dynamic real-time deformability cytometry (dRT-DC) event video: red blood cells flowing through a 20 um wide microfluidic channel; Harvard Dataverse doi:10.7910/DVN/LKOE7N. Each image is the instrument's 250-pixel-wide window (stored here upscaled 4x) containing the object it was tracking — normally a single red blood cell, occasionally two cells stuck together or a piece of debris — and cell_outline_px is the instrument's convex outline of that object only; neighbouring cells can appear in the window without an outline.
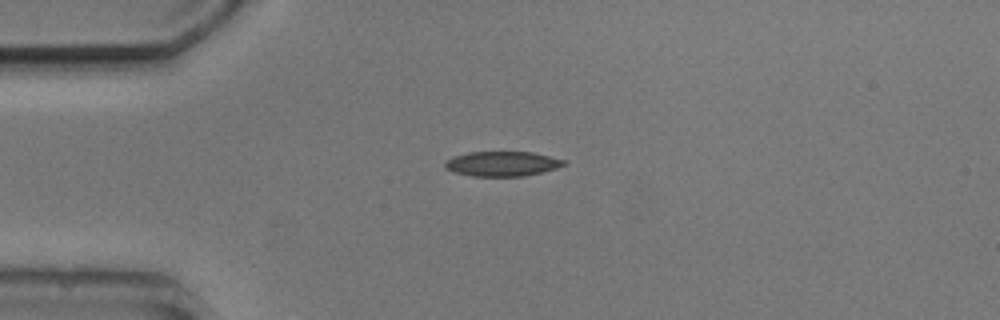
{"species": "common noctule bat (a hibernating species)", "species_latin": "Nyctalus noctula", "temperature_condition": "cold", "stored_images_in_passage": 3, "camera_frame_rate_fps": 3000, "um_per_image_px": 0.085, "animal": {"sex": "male", "body_mass_g": 20.5, "forearm_length_mm": 52.5}, "frame": {"image": 1, "passage_image": 1, "time_ms": 0.0, "image_size_px": [1000, 320], "cell_outline_px": [[568, 164], [556, 168], [524, 176], [472, 176], [452, 172], [444, 168], [444, 160], [452, 156], [468, 152], [532, 152], [568, 160]], "centroid_in_image_um": [42.66, 13.91], "position_along_channel_um": 42.3, "area_um2": 17.46}}